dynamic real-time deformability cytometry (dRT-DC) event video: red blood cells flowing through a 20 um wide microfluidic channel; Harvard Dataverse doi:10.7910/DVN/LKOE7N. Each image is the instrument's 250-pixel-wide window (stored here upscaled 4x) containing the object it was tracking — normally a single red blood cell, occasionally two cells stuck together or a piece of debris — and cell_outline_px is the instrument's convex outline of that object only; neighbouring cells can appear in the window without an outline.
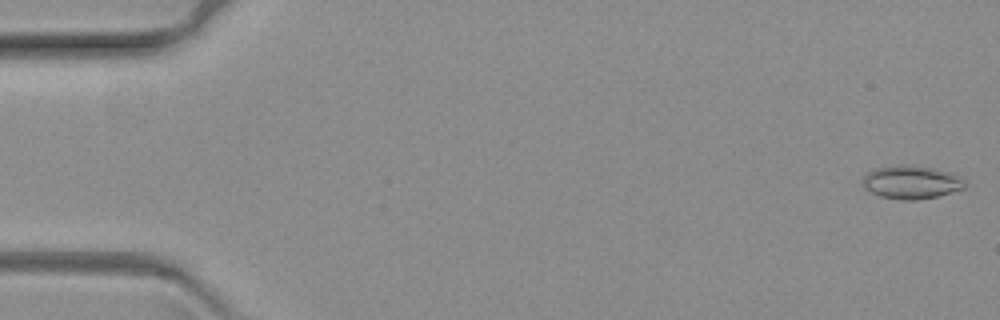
{"species": "common noctule bat (a hibernating species)", "species_latin": "Nyctalus noctula", "temperature_condition": "warm", "stored_images_in_passage": 68, "camera_frame_rate_fps": 3000, "um_per_image_px": 0.085, "animal": {"sex": "female", "body_mass_g": 19.3, "forearm_length_mm": 54.1}, "frame": {"image": 1, "passage_image": 2, "time_ms": 0.333, "image_size_px": [1000, 320], "cell_outline_px": [[968, 184], [964, 188], [952, 192], [936, 196], [916, 200], [900, 200], [880, 196], [864, 188], [860, 184], [864, 176], [868, 172], [876, 168], [896, 164], [904, 164], [936, 168], [948, 172], [964, 180]], "centroid_in_image_um": [77.43, 15.48], "position_along_channel_um": 7.6, "area_um2": 19.94}}
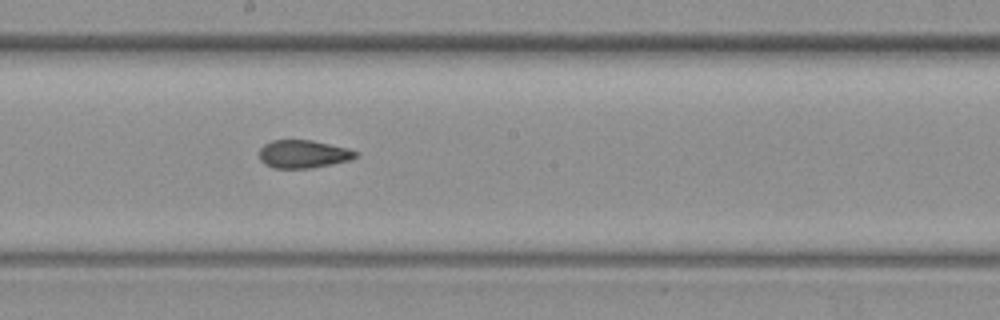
{"frame": {"image": 2, "passage_image": 37, "time_ms": 12.0, "image_size_px": [1000, 320], "cell_outline_px": [[360, 156], [352, 160], [312, 168], [272, 168], [264, 164], [260, 160], [260, 148], [264, 144], [272, 140], [312, 140], [348, 148], [356, 152]], "centroid_in_image_um": [25.79, 13.1], "position_along_channel_um": 222.4, "area_um2": 15.9}}
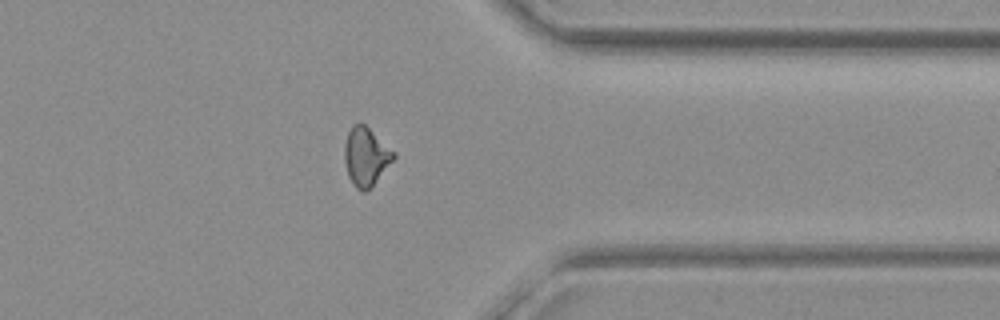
{"frame": {"image": 3, "passage_image": 53, "time_ms": 17.333, "image_size_px": [1000, 320], "cell_outline_px": [[396, 156], [372, 184], [364, 192], [356, 188], [352, 184], [348, 176], [344, 160], [344, 144], [348, 132], [356, 124], [364, 124], [396, 152]], "centroid_in_image_um": [31.08, 13.3], "position_along_channel_um": 380.3, "area_um2": 16.3}}